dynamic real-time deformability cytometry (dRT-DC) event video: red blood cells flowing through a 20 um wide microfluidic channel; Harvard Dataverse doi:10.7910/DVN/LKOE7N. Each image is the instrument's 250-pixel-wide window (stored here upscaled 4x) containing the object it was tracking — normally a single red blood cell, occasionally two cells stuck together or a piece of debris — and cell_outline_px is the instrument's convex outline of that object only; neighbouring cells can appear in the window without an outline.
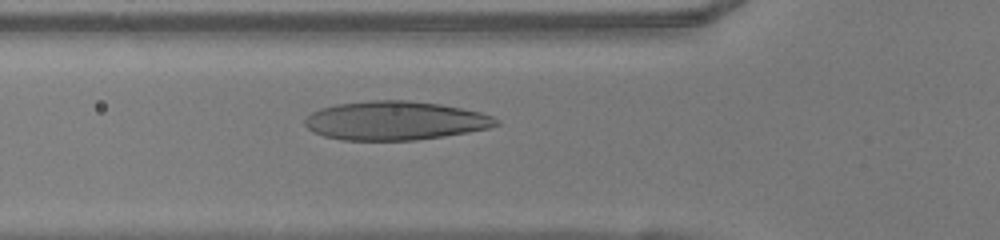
{"species": "human", "species_latin": "Homo sapiens", "temperature_condition": "warm", "stored_images_in_passage": 38, "camera_frame_rate_fps": 3000, "um_per_image_px": 0.085, "donor": {"sex": "female"}, "frame": {"image": 1, "passage_image": 9, "time_ms": 2.667, "image_size_px": [1000, 240], "cell_outline_px": [[500, 124], [488, 128], [468, 132], [444, 136], [416, 140], [340, 140], [324, 136], [308, 128], [304, 124], [304, 120], [312, 112], [320, 108], [336, 104], [372, 100], [408, 100], [440, 104], [480, 112], [492, 116], [500, 120]], "centroid_in_image_um": [33.59, 10.25], "position_along_channel_um": 92.2, "area_um2": 43.23}}
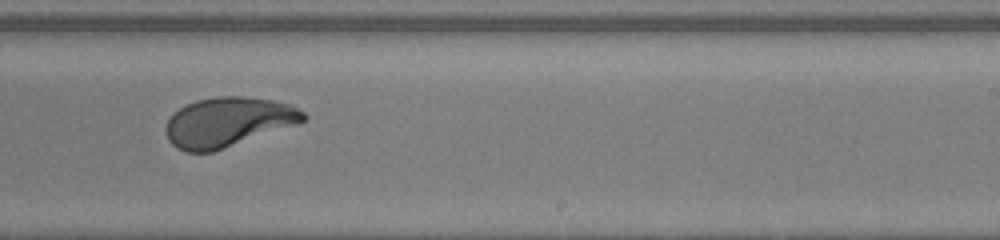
{"frame": {"image": 2, "passage_image": 22, "time_ms": 7.0, "image_size_px": [1000, 240], "cell_outline_px": [[308, 116], [304, 120], [296, 124], [212, 152], [188, 152], [176, 148], [168, 140], [164, 132], [164, 128], [168, 120], [180, 108], [196, 100], [216, 96], [244, 96], [272, 100], [288, 104], [304, 112]], "centroid_in_image_um": [19.34, 10.37], "position_along_channel_um": 269.7, "area_um2": 39.36}}
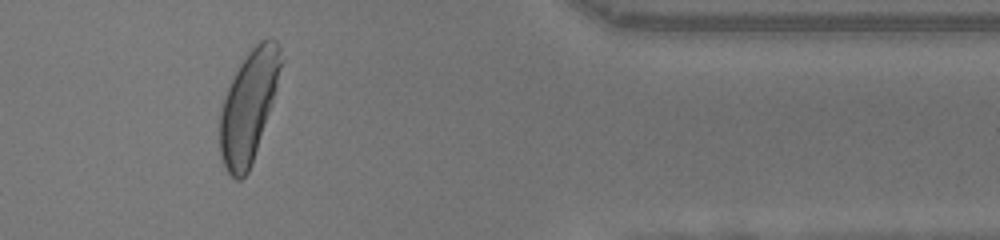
{"frame": {"image": 3, "passage_image": 33, "time_ms": 10.667, "image_size_px": [1000, 240], "cell_outline_px": [[284, 60], [272, 104], [248, 172], [240, 180], [236, 180], [228, 172], [220, 156], [220, 108], [228, 88], [240, 64], [248, 52], [260, 40], [268, 36], [276, 40], [280, 48]], "centroid_in_image_um": [21.15, 8.98], "position_along_channel_um": 390.2, "area_um2": 39.25}, "authors_computed_cell_mechanics": {"area_um2": 40.6912, "velocity_mm_per_s": 4.0887, "shape_relaxation_time_tau1_ms": 3.5351, "shape_relaxation_time_tau2_ms": null, "deformation_change_tau1": 0.2086, "deformation_change_tau2": null}}